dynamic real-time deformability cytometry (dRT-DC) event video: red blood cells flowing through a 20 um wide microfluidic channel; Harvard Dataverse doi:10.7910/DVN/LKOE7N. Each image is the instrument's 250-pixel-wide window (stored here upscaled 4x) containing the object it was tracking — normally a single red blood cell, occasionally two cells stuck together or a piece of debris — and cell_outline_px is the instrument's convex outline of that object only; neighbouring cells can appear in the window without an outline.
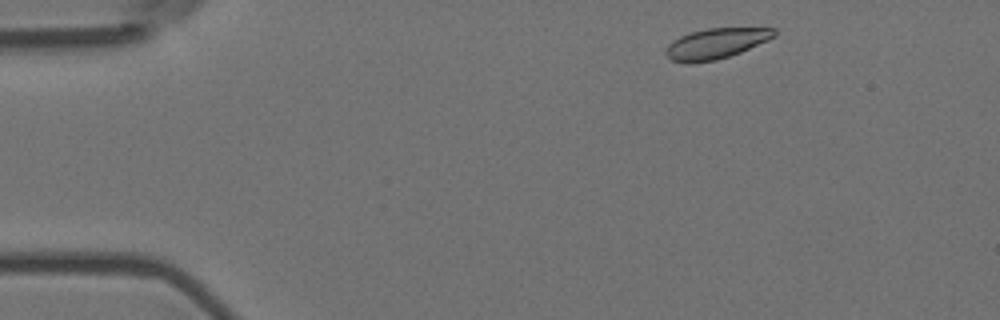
{"species": "Egyptian fruit bat (a non-hibernating species)", "species_latin": "Rousettus aegyptiacus", "temperature_condition": "room temperature", "stored_images_in_passage": 52, "camera_frame_rate_fps": 3000, "um_per_image_px": 0.085, "animal": {"sex": "female"}, "frame": {"image": 1, "passage_image": 3, "time_ms": 0.667, "image_size_px": [1000, 320], "cell_outline_px": [[776, 36], [768, 40], [740, 52], [716, 60], [688, 64], [672, 60], [664, 52], [664, 48], [672, 40], [680, 36], [692, 32], [708, 28], [776, 28]], "centroid_in_image_um": [60.83, 3.7], "position_along_channel_um": 24.2, "area_um2": 19.25}}
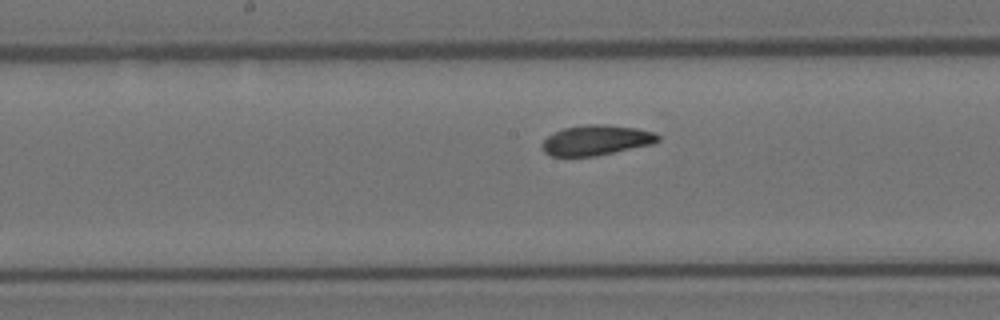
{"frame": {"image": 2, "passage_image": 24, "time_ms": 7.667, "image_size_px": [1000, 320], "cell_outline_px": [[660, 140], [652, 144], [596, 156], [552, 156], [544, 152], [540, 148], [540, 144], [548, 136], [564, 128], [588, 124], [600, 124], [636, 128], [656, 132], [660, 136]], "centroid_in_image_um": [50.68, 11.92], "position_along_channel_um": 197.5, "area_um2": 20.35}}
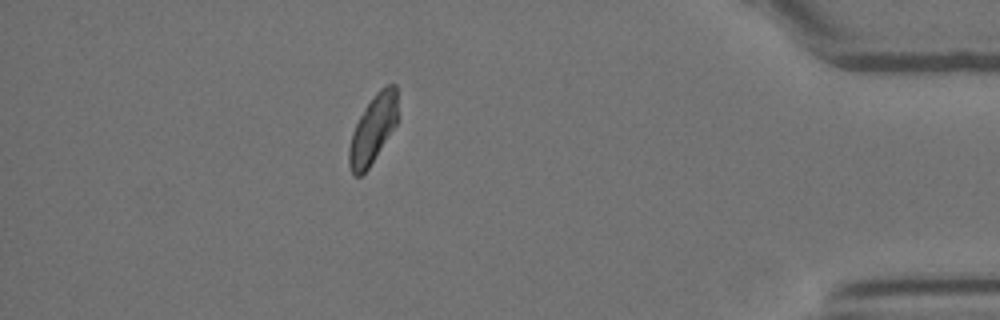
{"frame": {"image": 3, "passage_image": 45, "time_ms": 14.667, "image_size_px": [1000, 320], "cell_outline_px": [[396, 124], [368, 168], [360, 176], [352, 176], [348, 164], [348, 148], [352, 132], [364, 108], [376, 92], [380, 88], [388, 84], [396, 84]], "centroid_in_image_um": [31.65, 11.0], "position_along_channel_um": 403.5, "area_um2": 19.02}, "authors_computed_cell_mechanics": {"area_um2": 20.2011, "velocity_mm_per_s": 3.5713, "shape_relaxation_time_tau1_ms": 8.3077, "shape_relaxation_time_tau2_ms": 1.8211, "deformation_change_tau1": 0.1476, "deformation_change_tau2": 0.0673}}